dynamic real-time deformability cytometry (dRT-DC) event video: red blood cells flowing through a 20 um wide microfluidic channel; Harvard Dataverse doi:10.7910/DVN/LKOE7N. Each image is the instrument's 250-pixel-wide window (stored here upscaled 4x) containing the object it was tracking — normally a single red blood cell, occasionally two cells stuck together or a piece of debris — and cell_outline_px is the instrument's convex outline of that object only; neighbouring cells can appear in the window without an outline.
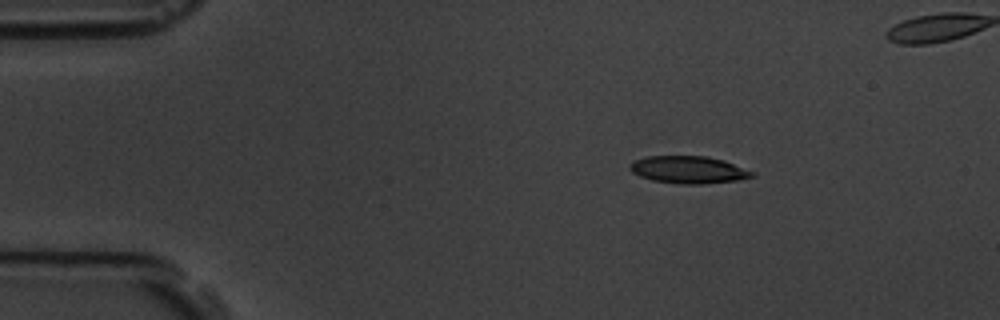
{"species": "common noctule bat (a hibernating species)", "species_latin": "Nyctalus noctula", "temperature_condition": "room temperature", "stored_images_in_passage": 4, "camera_frame_rate_fps": 3000, "um_per_image_px": 0.085, "animal": {"sex": "male", "body_mass_g": 19.5, "forearm_length_mm": 54.6}, "frame": {"image": 1, "passage_image": 1, "time_ms": 0.0, "image_size_px": [1000, 320], "cell_outline_px": [[756, 176], [736, 180], [704, 184], [680, 184], [652, 180], [640, 176], [632, 172], [628, 168], [632, 160], [648, 156], [708, 156], [724, 160], [756, 172]], "centroid_in_image_um": [58.53, 14.42], "position_along_channel_um": 26.5, "area_um2": 19.65}}